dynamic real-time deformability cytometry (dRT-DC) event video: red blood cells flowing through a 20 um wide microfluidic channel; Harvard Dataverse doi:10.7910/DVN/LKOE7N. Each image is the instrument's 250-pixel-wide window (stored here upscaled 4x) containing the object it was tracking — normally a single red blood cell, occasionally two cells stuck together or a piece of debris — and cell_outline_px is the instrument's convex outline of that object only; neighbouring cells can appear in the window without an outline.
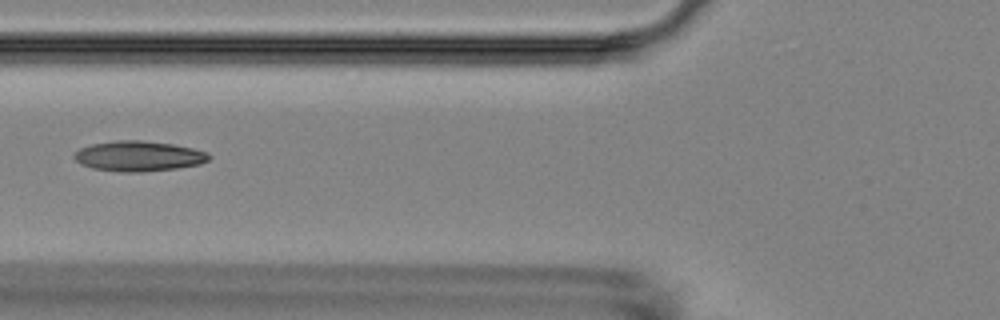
{"species": "Egyptian fruit bat (a non-hibernating species)", "species_latin": "Rousettus aegyptiacus", "temperature_condition": "room temperature", "stored_images_in_passage": 9, "camera_frame_rate_fps": 3000, "um_per_image_px": 0.085, "animal": {"sex": "female"}, "frame": {"image": 1, "passage_image": 6, "time_ms": 6.667, "image_size_px": [1000, 320], "cell_outline_px": [[212, 156], [208, 160], [200, 164], [176, 168], [140, 172], [120, 172], [92, 168], [80, 164], [72, 156], [80, 148], [92, 144], [116, 140], [140, 140], [172, 144], [192, 148], [208, 152]], "centroid_in_image_um": [11.78, 13.27], "position_along_channel_um": 114.0, "area_um2": 23.76}}
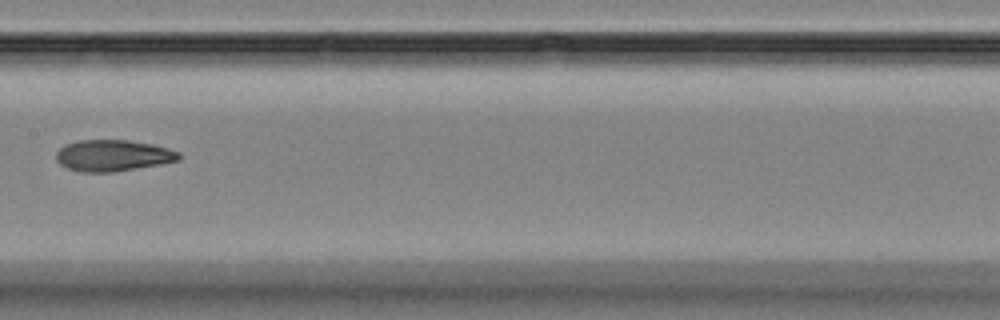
{"frame": {"image": 2, "passage_image": 8, "time_ms": 9.0, "image_size_px": [1000, 320], "cell_outline_px": [[180, 160], [160, 164], [116, 172], [80, 172], [68, 168], [60, 164], [56, 160], [56, 152], [64, 144], [80, 140], [128, 140], [152, 144], [168, 148], [180, 152]], "centroid_in_image_um": [9.59, 13.22], "position_along_channel_um": 197.8, "area_um2": 22.54}}
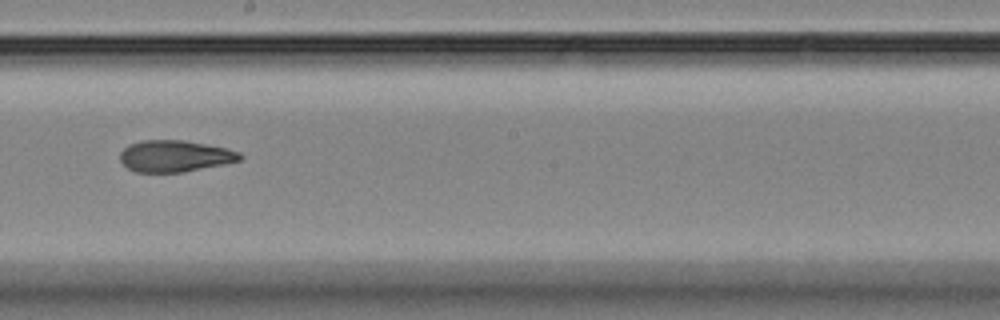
{"frame": {"image": 3, "passage_image": 9, "time_ms": 10.0, "image_size_px": [1000, 320], "cell_outline_px": [[244, 156], [240, 160], [224, 164], [184, 172], [136, 172], [128, 168], [120, 160], [120, 152], [128, 144], [144, 140], [184, 140], [224, 148], [240, 152]], "centroid_in_image_um": [14.85, 13.27], "position_along_channel_um": 233.4, "area_um2": 21.96}}